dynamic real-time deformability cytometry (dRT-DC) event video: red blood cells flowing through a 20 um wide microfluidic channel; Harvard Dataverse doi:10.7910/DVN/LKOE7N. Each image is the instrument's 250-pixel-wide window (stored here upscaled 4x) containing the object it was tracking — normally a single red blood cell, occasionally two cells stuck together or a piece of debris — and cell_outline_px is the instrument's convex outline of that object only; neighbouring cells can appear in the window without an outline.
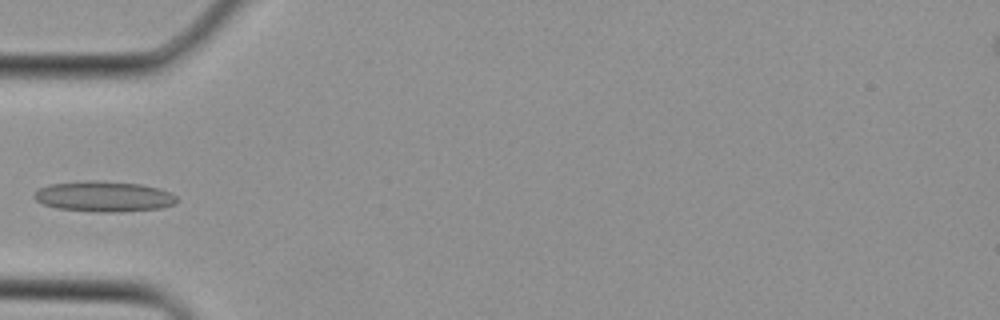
{"species": "Egyptian fruit bat (a non-hibernating species)", "species_latin": "Rousettus aegyptiacus", "temperature_condition": "cold", "stored_images_in_passage": 3, "camera_frame_rate_fps": 3000, "um_per_image_px": 0.085, "animal": {"sex": "female"}, "frame": {"image": 1, "passage_image": 3, "time_ms": 0.667, "image_size_px": [1000, 320], "cell_outline_px": [[176, 204], [160, 208], [116, 212], [100, 212], [56, 208], [44, 204], [36, 200], [32, 196], [32, 192], [48, 184], [84, 180], [100, 180], [140, 184], [160, 188], [176, 196]], "centroid_in_image_um": [8.78, 16.68], "position_along_channel_um": 76.2, "area_um2": 25.55}}